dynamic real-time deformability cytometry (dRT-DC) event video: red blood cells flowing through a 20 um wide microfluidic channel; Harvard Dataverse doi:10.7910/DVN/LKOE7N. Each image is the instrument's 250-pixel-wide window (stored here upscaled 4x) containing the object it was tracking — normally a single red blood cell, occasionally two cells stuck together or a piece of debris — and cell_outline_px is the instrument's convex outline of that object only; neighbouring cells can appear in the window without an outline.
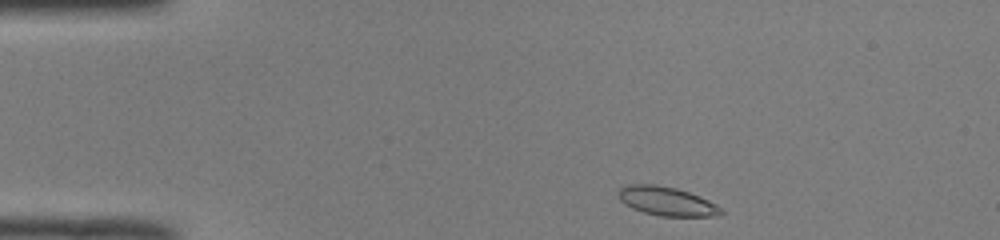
{"species": "common noctule bat (a hibernating species)", "species_latin": "Nyctalus noctula", "temperature_condition": "room temperature", "stored_images_in_passage": 43, "camera_frame_rate_fps": 3000, "um_per_image_px": 0.085, "animal": {"sex": "male", "body_mass_g": 19.0, "forearm_length_mm": 50.8}, "frame": {"image": 1, "passage_image": 1, "time_ms": 0.0, "image_size_px": [1000, 240], "cell_outline_px": [[724, 212], [716, 216], [660, 216], [644, 212], [632, 208], [624, 204], [620, 200], [616, 192], [620, 188], [628, 184], [656, 184], [676, 188], [688, 192], [708, 200], [716, 204]], "centroid_in_image_um": [56.63, 17.1], "position_along_channel_um": 28.4, "area_um2": 17.28}}
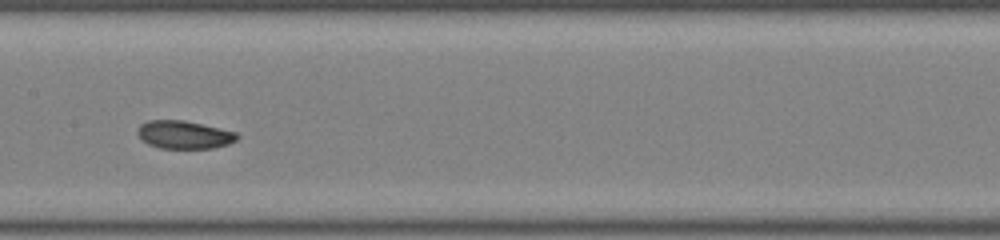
{"frame": {"image": 2, "passage_image": 18, "time_ms": 5.667, "image_size_px": [1000, 240], "cell_outline_px": [[240, 136], [236, 140], [228, 144], [212, 148], [160, 148], [148, 144], [136, 132], [136, 128], [140, 124], [148, 120], [184, 120], [236, 132]], "centroid_in_image_um": [15.63, 11.44], "position_along_channel_um": 191.8, "area_um2": 16.18}}
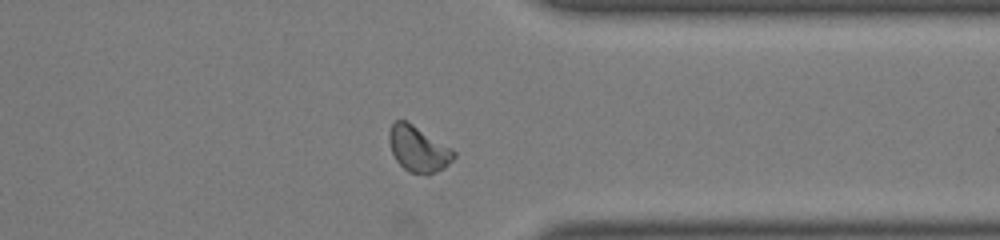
{"frame": {"image": 3, "passage_image": 32, "time_ms": 10.333, "image_size_px": [1000, 240], "cell_outline_px": [[456, 156], [444, 168], [428, 176], [408, 172], [396, 160], [392, 152], [388, 140], [388, 132], [392, 124], [396, 120], [408, 120], [452, 148], [456, 152]], "centroid_in_image_um": [35.56, 12.66], "position_along_channel_um": 375.8, "area_um2": 17.63}, "authors_computed_cell_mechanics": {"area_um2": 16.9932, "velocity_mm_per_s": 4.0067, "shape_relaxation_time_tau1_ms": 8.617, "shape_relaxation_time_tau2_ms": 1.9577, "deformation_change_tau1": 0.1474, "deformation_change_tau2": 0.0551}}